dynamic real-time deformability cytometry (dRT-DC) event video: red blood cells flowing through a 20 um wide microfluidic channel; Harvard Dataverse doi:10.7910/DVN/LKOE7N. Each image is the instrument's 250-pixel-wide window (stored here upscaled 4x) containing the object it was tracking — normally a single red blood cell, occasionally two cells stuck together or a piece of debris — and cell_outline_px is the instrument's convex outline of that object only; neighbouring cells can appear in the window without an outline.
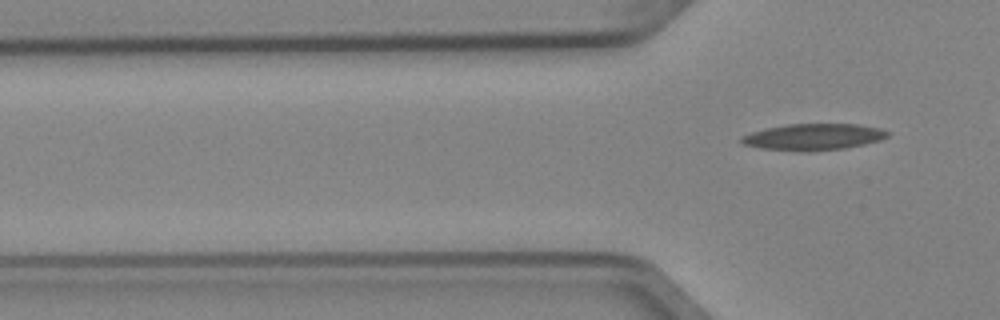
{"species": "Egyptian fruit bat (a non-hibernating species)", "species_latin": "Rousettus aegyptiacus", "temperature_condition": "cold", "stored_images_in_passage": 3, "segment_of_instrument_passage": [2, 2], "camera_frame_rate_fps": 3000, "um_per_image_px": 0.085, "animal": {"sex": "female"}, "frame": {"image": 1, "passage_image": 3, "time_ms": 0.667, "image_size_px": [1000, 320], "cell_outline_px": [[888, 136], [880, 140], [864, 144], [844, 148], [796, 152], [760, 148], [744, 144], [740, 140], [740, 136], [752, 132], [768, 128], [788, 124], [860, 124], [880, 128], [888, 132]], "centroid_in_image_um": [69.13, 11.64], "position_along_channel_um": 56.7, "area_um2": 22.43}}